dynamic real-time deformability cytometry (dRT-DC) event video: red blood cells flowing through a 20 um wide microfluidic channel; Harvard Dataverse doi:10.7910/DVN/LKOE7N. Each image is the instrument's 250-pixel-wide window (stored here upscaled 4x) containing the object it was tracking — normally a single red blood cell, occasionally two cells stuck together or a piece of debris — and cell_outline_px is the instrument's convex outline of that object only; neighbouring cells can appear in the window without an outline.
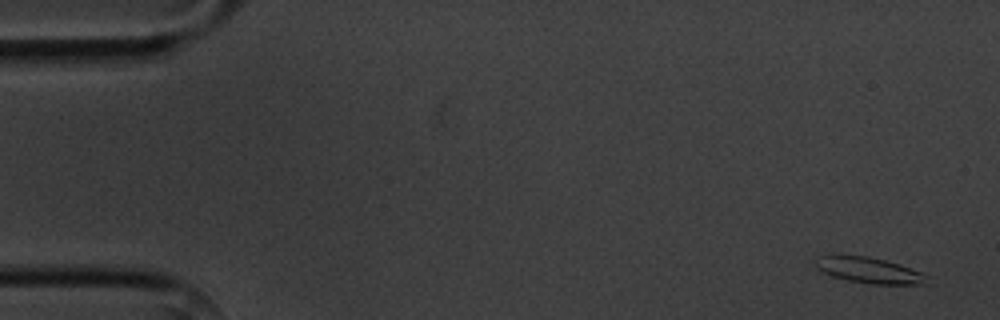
{"species": "common noctule bat (a hibernating species)", "species_latin": "Nyctalus noctula", "temperature_condition": "cold", "stored_images_in_passage": 8, "camera_frame_rate_fps": 3000, "um_per_image_px": 0.085, "animal": {"sex": "male", "body_mass_g": 20.1, "forearm_length_mm": 53.5}, "frame": {"image": 1, "passage_image": 1, "time_ms": 0.0, "image_size_px": [1000, 320], "cell_outline_px": [[928, 284], [872, 284], [848, 280], [832, 276], [816, 268], [816, 256], [840, 252], [868, 256], [900, 264], [920, 272], [928, 276]], "centroid_in_image_um": [73.8, 22.92], "position_along_channel_um": 11.2, "area_um2": 17.28}}
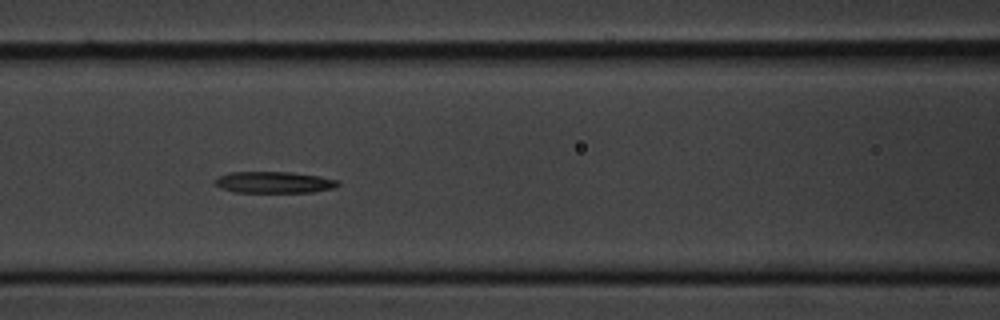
{"frame": {"image": 2, "passage_image": 7, "time_ms": 7.0, "image_size_px": [1000, 320], "cell_outline_px": [[340, 184], [332, 188], [312, 192], [232, 192], [220, 188], [216, 184], [216, 176], [228, 172], [292, 172], [320, 176], [340, 180]], "centroid_in_image_um": [23.28, 15.49], "position_along_channel_um": 143.3, "area_um2": 15.49}}
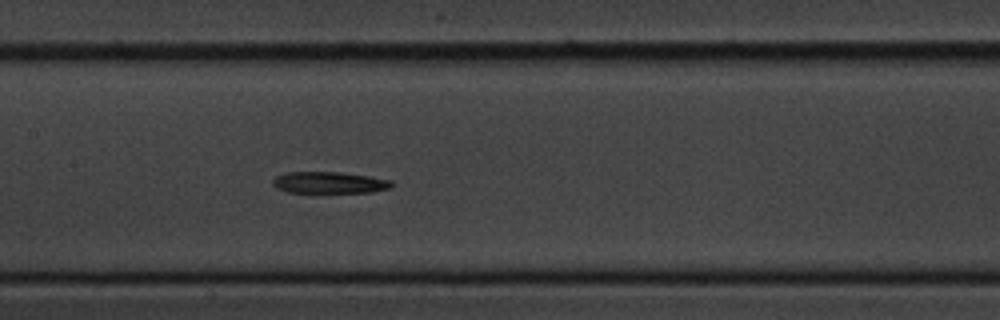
{"frame": {"image": 3, "passage_image": 8, "time_ms": 8.0, "image_size_px": [1000, 320], "cell_outline_px": [[392, 188], [372, 192], [324, 196], [288, 192], [276, 188], [272, 184], [272, 180], [276, 176], [284, 172], [340, 172], [368, 176], [392, 180]], "centroid_in_image_um": [27.97, 15.58], "position_along_channel_um": 179.4, "area_um2": 16.18}}